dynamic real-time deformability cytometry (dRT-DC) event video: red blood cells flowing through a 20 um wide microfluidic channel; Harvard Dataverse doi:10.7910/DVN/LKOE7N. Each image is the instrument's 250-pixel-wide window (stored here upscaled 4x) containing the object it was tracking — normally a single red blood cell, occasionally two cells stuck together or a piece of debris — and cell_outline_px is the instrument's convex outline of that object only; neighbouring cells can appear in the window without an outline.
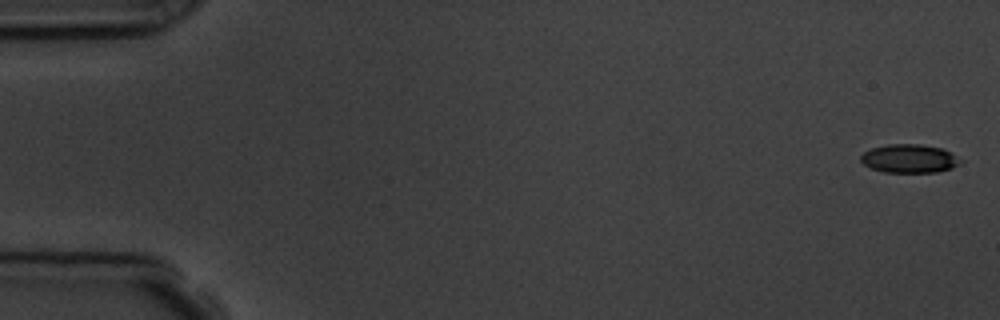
{"species": "common noctule bat (a hibernating species)", "species_latin": "Nyctalus noctula", "temperature_condition": "room temperature", "stored_images_in_passage": 6, "camera_frame_rate_fps": 3000, "um_per_image_px": 0.085, "animal": {"sex": "male", "body_mass_g": 19.5, "forearm_length_mm": 54.6}, "frame": {"image": 1, "passage_image": 1, "time_ms": 0.0, "image_size_px": [1000, 320], "cell_outline_px": [[964, 160], [960, 164], [952, 168], [936, 172], [884, 172], [872, 168], [864, 164], [860, 160], [860, 156], [864, 152], [872, 148], [888, 144], [920, 144], [944, 148], [952, 152]], "centroid_in_image_um": [77.35, 13.47], "position_along_channel_um": 7.6, "area_um2": 16.76}}
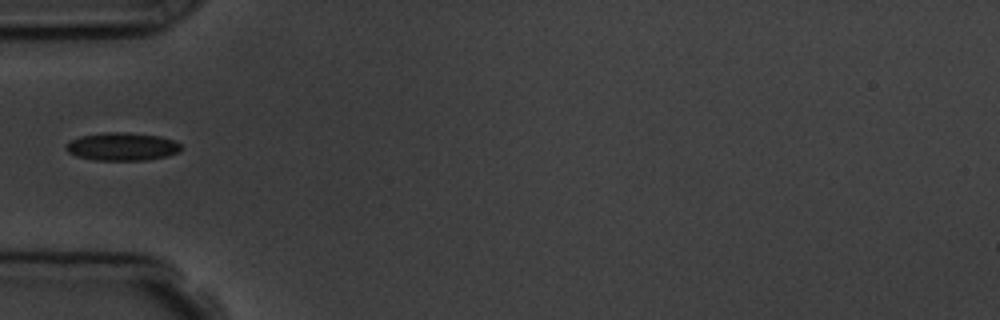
{"frame": {"image": 2, "passage_image": 5, "time_ms": 5.667, "image_size_px": [1000, 320], "cell_outline_px": [[180, 152], [168, 156], [148, 160], [92, 160], [76, 156], [68, 152], [64, 148], [64, 144], [80, 136], [104, 132], [124, 132], [160, 136], [172, 140], [180, 144]], "centroid_in_image_um": [10.35, 12.46], "position_along_channel_um": 74.7, "area_um2": 18.9}}